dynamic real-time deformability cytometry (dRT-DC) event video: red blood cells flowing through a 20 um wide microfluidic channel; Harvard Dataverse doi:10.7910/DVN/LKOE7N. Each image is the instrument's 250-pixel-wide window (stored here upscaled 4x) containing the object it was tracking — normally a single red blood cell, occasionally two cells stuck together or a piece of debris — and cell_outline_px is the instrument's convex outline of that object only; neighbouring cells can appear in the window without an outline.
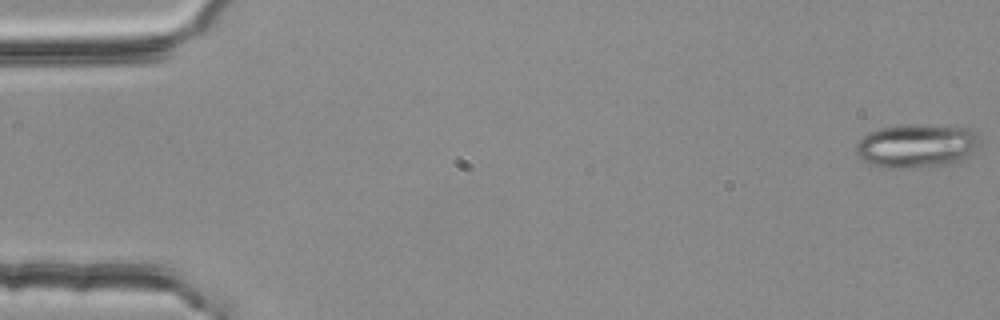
{"species": "common noctule bat (a hibernating species)", "species_latin": "Nyctalus noctula", "temperature_condition": "room temperature", "stored_images_in_passage": 5, "camera_frame_rate_fps": 3000, "um_per_image_px": 0.085, "animal": {"sex": "female", "body_mass_g": 25.1}, "frame": {"image": 1, "passage_image": 1, "time_ms": 0.0, "image_size_px": [1000, 320], "cell_outline_px": [[980, 144], [964, 160], [944, 164], [900, 168], [884, 168], [864, 160], [856, 152], [856, 144], [868, 132], [884, 128], [912, 124], [968, 128], [976, 132], [980, 140]], "centroid_in_image_um": [77.95, 12.39], "position_along_channel_um": 7.1, "area_um2": 30.98}}